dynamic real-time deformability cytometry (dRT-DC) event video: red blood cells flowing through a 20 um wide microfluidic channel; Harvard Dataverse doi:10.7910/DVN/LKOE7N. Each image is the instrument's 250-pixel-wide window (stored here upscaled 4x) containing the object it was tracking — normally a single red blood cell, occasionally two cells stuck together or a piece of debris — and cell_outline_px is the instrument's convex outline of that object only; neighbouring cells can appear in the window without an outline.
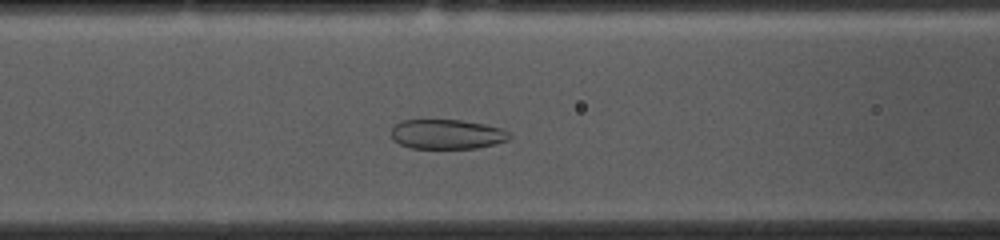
{"species": "common noctule bat (a hibernating species)", "species_latin": "Nyctalus noctula", "temperature_condition": "cold", "stored_images_in_passage": 43, "camera_frame_rate_fps": 3000, "um_per_image_px": 0.085, "animal": {"sex": "female", "body_mass_g": 10.0, "forearm_length_mm": 53.1}, "frame": {"image": 1, "passage_image": 18, "time_ms": 5.667, "image_size_px": [1000, 240], "cell_outline_px": [[512, 136], [508, 140], [496, 144], [476, 148], [412, 148], [400, 144], [392, 140], [392, 128], [396, 124], [404, 120], [460, 120], [484, 124], [500, 128], [508, 132]], "centroid_in_image_um": [38.0, 11.41], "position_along_channel_um": 128.6, "area_um2": 20.35}}
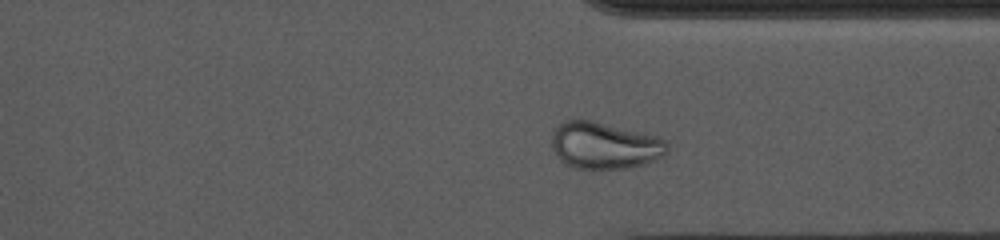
{"frame": {"image": 2, "passage_image": 37, "time_ms": 12.0, "image_size_px": [1000, 240], "cell_outline_px": [[668, 152], [656, 160], [632, 168], [576, 168], [560, 160], [556, 156], [552, 148], [552, 128], [564, 120], [592, 120], [656, 136], [664, 140], [668, 144]], "centroid_in_image_um": [51.37, 12.36], "position_along_channel_um": 360.0, "area_um2": 31.56}}
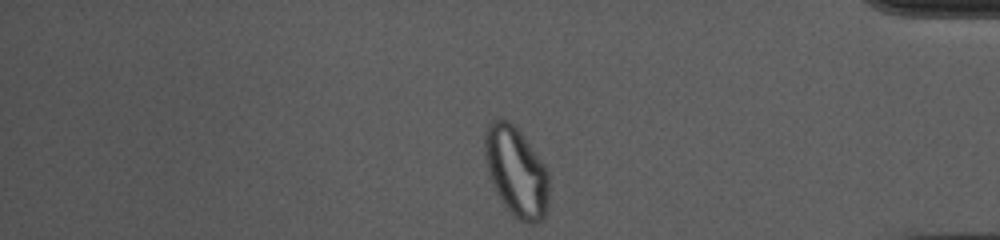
{"frame": {"image": 3, "passage_image": 42, "time_ms": 13.667, "image_size_px": [1000, 240], "cell_outline_px": [[548, 208], [544, 216], [536, 224], [532, 224], [516, 220], [512, 216], [496, 192], [488, 172], [484, 160], [484, 128], [492, 120], [508, 120], [520, 132], [544, 164], [548, 172]], "centroid_in_image_um": [43.86, 14.61], "position_along_channel_um": 391.3, "area_um2": 33.7}}